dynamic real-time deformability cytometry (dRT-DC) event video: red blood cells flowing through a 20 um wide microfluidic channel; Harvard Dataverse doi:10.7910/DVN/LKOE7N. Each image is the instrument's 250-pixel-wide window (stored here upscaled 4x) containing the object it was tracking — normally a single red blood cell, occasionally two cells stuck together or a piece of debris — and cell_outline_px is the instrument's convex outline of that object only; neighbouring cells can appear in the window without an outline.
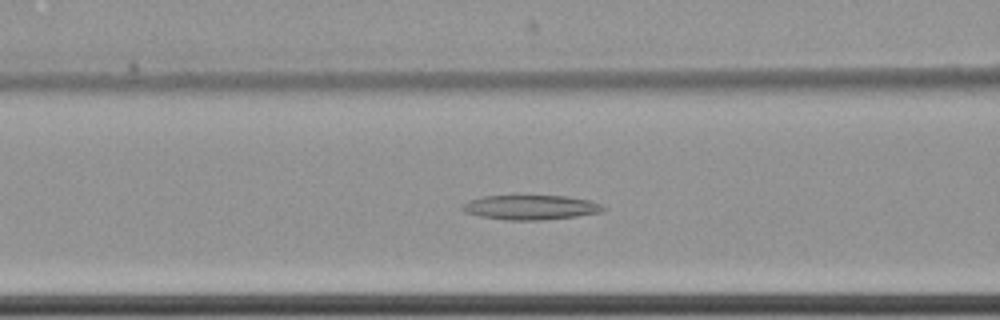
{"species": "common noctule bat (a hibernating species)", "species_latin": "Nyctalus noctula", "temperature_condition": "cold", "stored_images_in_passage": 63, "camera_frame_rate_fps": 3000, "um_per_image_px": 0.085, "animal": {"sex": "female", "body_mass_g": 22.7, "forearm_length_mm": 54.2}, "frame": {"image": 1, "passage_image": 28, "time_ms": 9.0, "image_size_px": [1000, 320], "cell_outline_px": [[608, 208], [600, 212], [576, 216], [540, 220], [508, 220], [480, 216], [464, 212], [460, 208], [468, 200], [484, 196], [564, 196], [588, 200], [600, 204]], "centroid_in_image_um": [45.08, 17.62], "position_along_channel_um": 121.5, "area_um2": 20.0}}
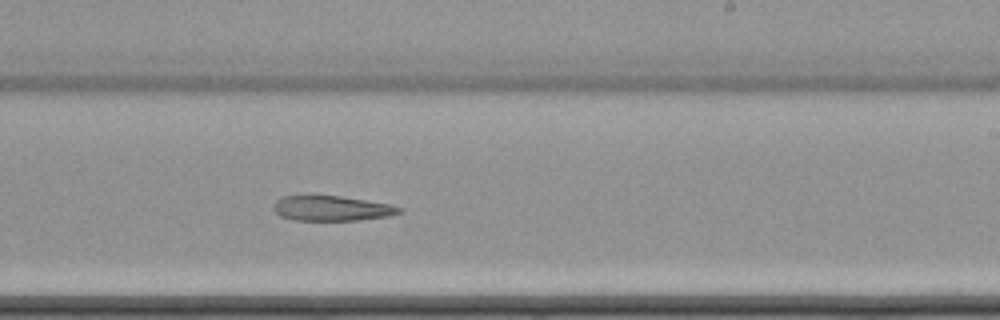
{"frame": {"image": 2, "passage_image": 40, "time_ms": 13.0, "image_size_px": [1000, 320], "cell_outline_px": [[400, 212], [388, 216], [356, 220], [292, 220], [280, 216], [272, 208], [276, 200], [284, 196], [340, 196], [392, 204], [400, 208]], "centroid_in_image_um": [28.16, 17.71], "position_along_channel_um": 260.8, "area_um2": 18.15}}
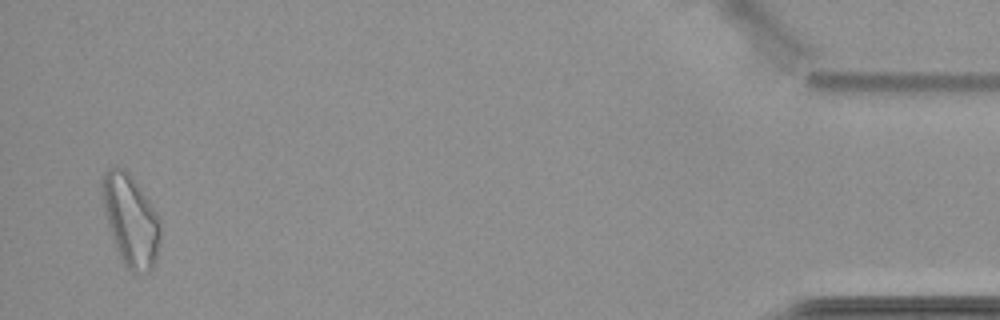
{"frame": {"image": 3, "passage_image": 61, "time_ms": 20.0, "image_size_px": [1000, 320], "cell_outline_px": [[160, 240], [156, 260], [152, 268], [148, 272], [132, 272], [124, 264], [116, 248], [104, 212], [100, 192], [100, 184], [104, 172], [108, 168], [116, 164], [124, 168], [128, 172], [156, 212], [160, 220]], "centroid_in_image_um": [11.08, 18.68], "position_along_channel_um": 424.1, "area_um2": 30.92}}